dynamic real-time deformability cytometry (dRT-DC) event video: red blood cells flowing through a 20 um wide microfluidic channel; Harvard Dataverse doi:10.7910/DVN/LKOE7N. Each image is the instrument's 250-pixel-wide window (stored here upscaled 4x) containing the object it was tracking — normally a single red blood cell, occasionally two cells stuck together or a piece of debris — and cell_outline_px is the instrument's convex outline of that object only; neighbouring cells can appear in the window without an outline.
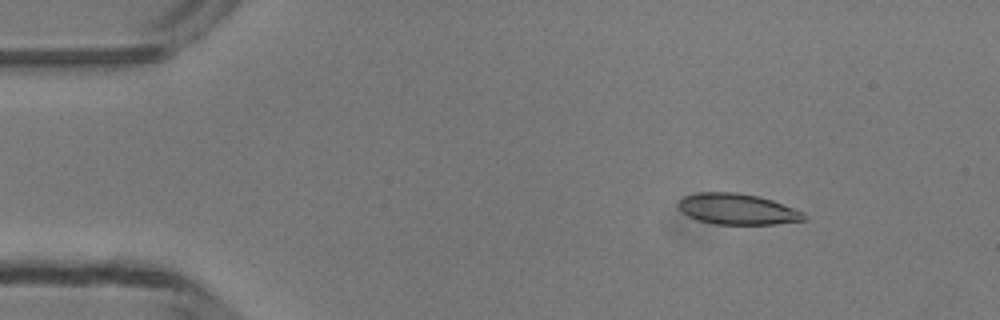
{"species": "common noctule bat (a hibernating species)", "species_latin": "Nyctalus noctula", "temperature_condition": "room temperature", "stored_images_in_passage": 4, "camera_frame_rate_fps": 3000, "um_per_image_px": 0.085, "animal": {"sex": "male", "body_mass_g": 13.3}, "frame": {"image": 1, "passage_image": 2, "time_ms": 2.0, "image_size_px": [1000, 320], "cell_outline_px": [[808, 216], [804, 220], [776, 224], [716, 224], [696, 220], [680, 212], [676, 204], [684, 196], [700, 192], [736, 192], [756, 196], [772, 200], [804, 212]], "centroid_in_image_um": [62.64, 17.78], "position_along_channel_um": 22.4, "area_um2": 22.72}}